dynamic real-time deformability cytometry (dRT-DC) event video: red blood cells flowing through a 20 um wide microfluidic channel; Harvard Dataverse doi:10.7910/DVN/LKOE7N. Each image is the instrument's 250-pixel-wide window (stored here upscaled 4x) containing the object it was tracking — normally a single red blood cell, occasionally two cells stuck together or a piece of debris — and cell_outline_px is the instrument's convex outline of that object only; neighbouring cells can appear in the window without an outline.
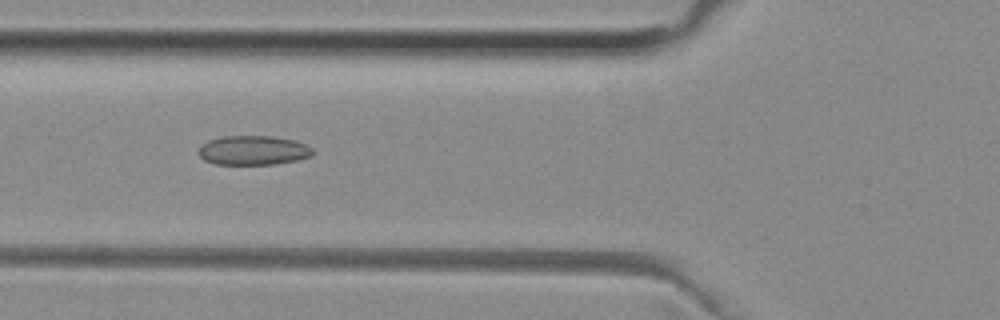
{"species": "common noctule bat (a hibernating species)", "species_latin": "Nyctalus noctula", "temperature_condition": "room temperature", "stored_images_in_passage": 48, "camera_frame_rate_fps": 3000, "um_per_image_px": 0.085, "animal": {"sex": "female", "body_mass_g": 29.2, "forearm_length_mm": 56.3}, "frame": {"image": 1, "passage_image": 19, "time_ms": 6.0, "image_size_px": [1000, 320], "cell_outline_px": [[312, 156], [296, 160], [272, 164], [216, 164], [204, 160], [200, 156], [200, 148], [208, 140], [220, 136], [272, 136], [292, 140], [304, 144], [312, 148]], "centroid_in_image_um": [21.51, 12.77], "position_along_channel_um": 104.3, "area_um2": 19.25}}
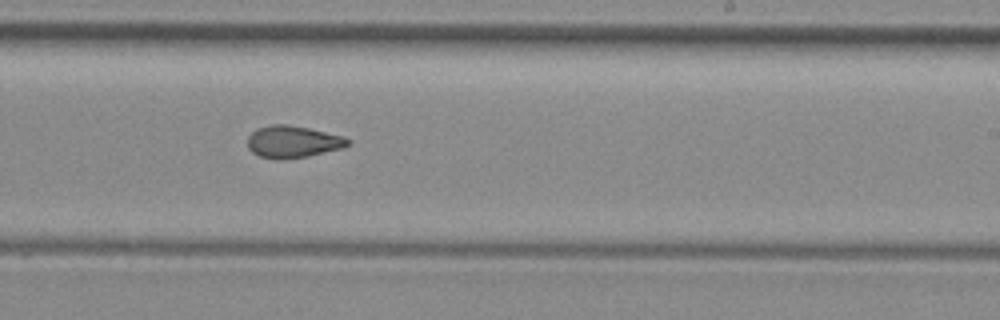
{"frame": {"image": 2, "passage_image": 31, "time_ms": 10.0, "image_size_px": [1000, 320], "cell_outline_px": [[348, 144], [344, 148], [308, 156], [280, 160], [276, 160], [260, 156], [252, 152], [248, 148], [248, 136], [256, 128], [272, 124], [288, 124], [308, 128], [344, 136], [348, 140]], "centroid_in_image_um": [24.86, 12.05], "position_along_channel_um": 264.1, "area_um2": 18.79}}
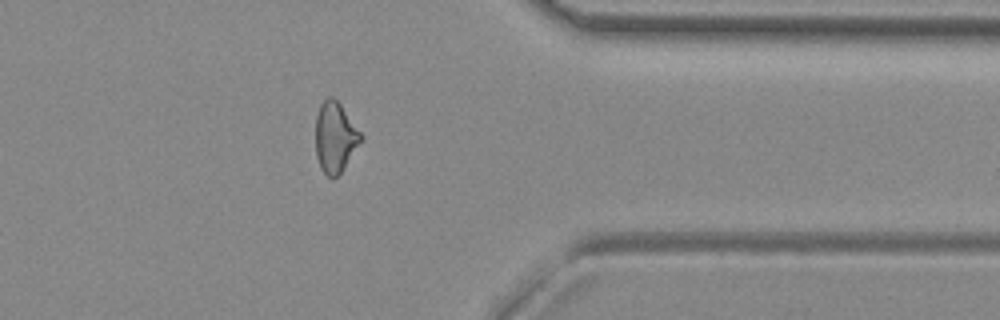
{"frame": {"image": 3, "passage_image": 41, "time_ms": 13.333, "image_size_px": [1000, 320], "cell_outline_px": [[360, 140], [340, 172], [332, 180], [320, 168], [316, 156], [316, 116], [320, 104], [328, 96], [332, 96], [340, 104], [360, 132]], "centroid_in_image_um": [28.42, 11.65], "position_along_channel_um": 383.0, "area_um2": 17.92}, "authors_computed_cell_mechanics": {"area_um2": 18.9006, "velocity_mm_per_s": 3.9966, "shape_relaxation_time_tau1_ms": null, "shape_relaxation_time_tau2_ms": 2.5151, "deformation_change_tau1": null, "deformation_change_tau2": 0.0896}}